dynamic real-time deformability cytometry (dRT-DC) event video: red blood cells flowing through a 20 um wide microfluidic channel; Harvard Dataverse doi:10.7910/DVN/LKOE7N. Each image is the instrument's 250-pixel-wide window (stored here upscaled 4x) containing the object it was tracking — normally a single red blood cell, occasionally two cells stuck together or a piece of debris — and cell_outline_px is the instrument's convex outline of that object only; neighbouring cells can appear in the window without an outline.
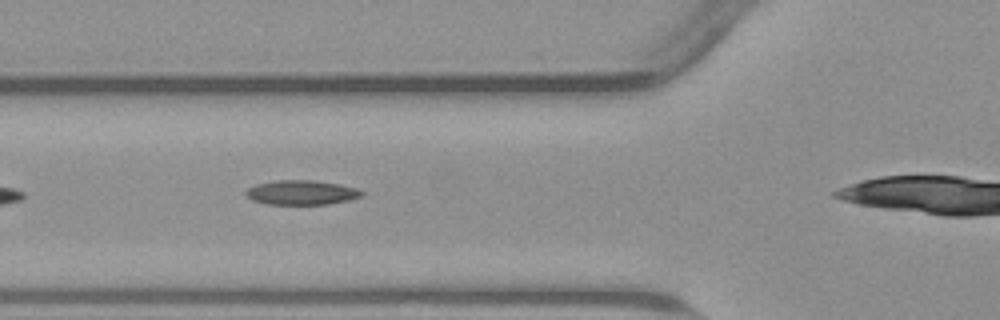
{"species": "common noctule bat (a hibernating species)", "species_latin": "Nyctalus noctula", "temperature_condition": "warm", "stored_images_in_passage": 30, "camera_frame_rate_fps": 3000, "um_per_image_px": 0.085, "animal": {"sex": "male", "body_mass_g": 23.1, "forearm_length_mm": 52.7}, "frame": {"image": 1, "passage_image": 3, "time_ms": 0.667, "image_size_px": [1000, 320], "cell_outline_px": [[364, 196], [348, 200], [328, 204], [268, 204], [252, 200], [244, 192], [248, 188], [256, 184], [276, 180], [312, 180], [340, 184], [356, 188], [364, 192]], "centroid_in_image_um": [25.64, 16.36], "position_along_channel_um": 100.2, "area_um2": 16.53}}
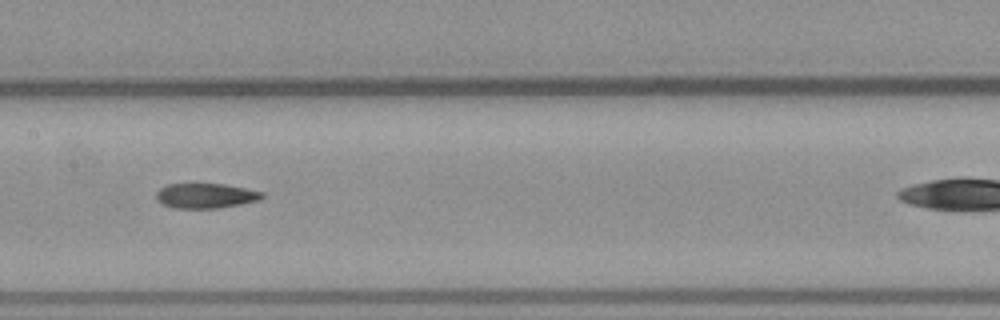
{"frame": {"image": 2, "passage_image": 10, "time_ms": 3.0, "image_size_px": [1000, 320], "cell_outline_px": [[264, 196], [260, 200], [220, 208], [172, 208], [164, 204], [156, 196], [156, 192], [160, 188], [168, 184], [196, 180], [224, 184], [264, 192]], "centroid_in_image_um": [17.46, 16.58], "position_along_channel_um": 189.9, "area_um2": 16.07}}
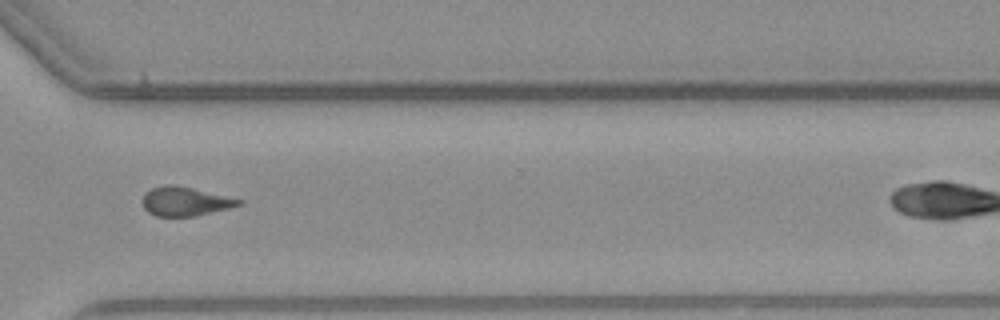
{"frame": {"image": 3, "passage_image": 23, "time_ms": 7.333, "image_size_px": [1000, 320], "cell_outline_px": [[244, 200], [240, 204], [228, 208], [192, 216], [156, 216], [148, 212], [144, 208], [140, 200], [144, 192], [152, 188], [168, 184], [172, 184], [192, 188]], "centroid_in_image_um": [15.65, 17.11], "position_along_channel_um": 354.9, "area_um2": 16.13}}